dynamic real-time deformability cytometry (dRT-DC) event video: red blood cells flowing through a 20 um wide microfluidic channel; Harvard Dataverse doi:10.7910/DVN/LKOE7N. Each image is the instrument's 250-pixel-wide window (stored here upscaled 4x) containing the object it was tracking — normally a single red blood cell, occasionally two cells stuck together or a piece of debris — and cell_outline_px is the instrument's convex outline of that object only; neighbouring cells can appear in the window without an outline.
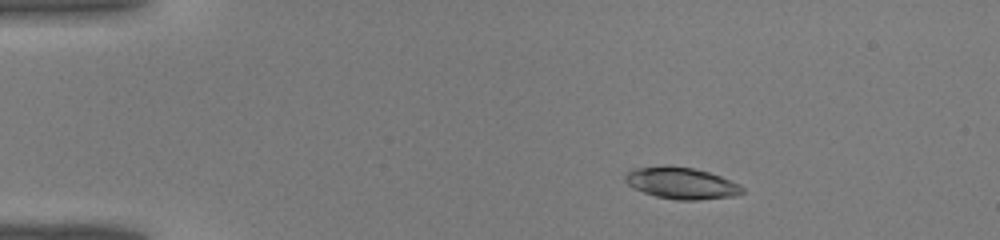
{"species": "common noctule bat (a hibernating species)", "species_latin": "Nyctalus noctula", "temperature_condition": "warm", "stored_images_in_passage": 41, "camera_frame_rate_fps": 3000, "um_per_image_px": 0.085, "animal": {"sex": "male", "body_mass_g": 19.0, "forearm_length_mm": 50.8}, "frame": {"image": 1, "passage_image": 6, "time_ms": 1.667, "image_size_px": [1000, 240], "cell_outline_px": [[744, 192], [736, 196], [696, 200], [676, 200], [656, 196], [632, 188], [624, 180], [624, 176], [632, 168], [664, 164], [668, 164], [692, 168], [708, 172], [720, 176], [740, 184], [744, 188]], "centroid_in_image_um": [57.89, 15.55], "position_along_channel_um": 27.1, "area_um2": 21.91}}
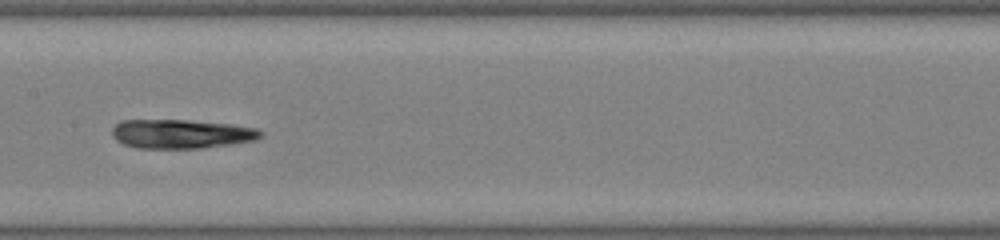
{"frame": {"image": 2, "passage_image": 21, "time_ms": 6.667, "image_size_px": [1000, 240], "cell_outline_px": [[264, 132], [256, 140], [200, 148], [136, 148], [124, 144], [116, 140], [112, 136], [112, 128], [120, 120], [188, 120], [228, 124], [256, 128]], "centroid_in_image_um": [15.36, 11.38], "position_along_channel_um": 192.0, "area_um2": 25.03}}
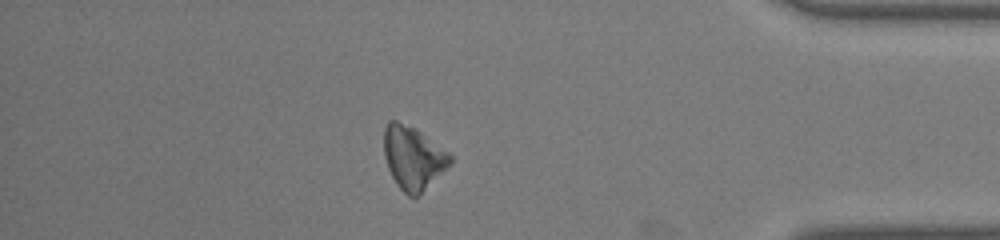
{"frame": {"image": 3, "passage_image": 36, "time_ms": 11.667, "image_size_px": [1000, 240], "cell_outline_px": [[452, 164], [420, 196], [408, 196], [396, 184], [388, 168], [384, 156], [384, 128], [388, 120], [396, 120], [416, 128], [448, 152], [452, 156]], "centroid_in_image_um": [35.13, 13.42], "position_along_channel_um": 400.1, "area_um2": 24.68}}